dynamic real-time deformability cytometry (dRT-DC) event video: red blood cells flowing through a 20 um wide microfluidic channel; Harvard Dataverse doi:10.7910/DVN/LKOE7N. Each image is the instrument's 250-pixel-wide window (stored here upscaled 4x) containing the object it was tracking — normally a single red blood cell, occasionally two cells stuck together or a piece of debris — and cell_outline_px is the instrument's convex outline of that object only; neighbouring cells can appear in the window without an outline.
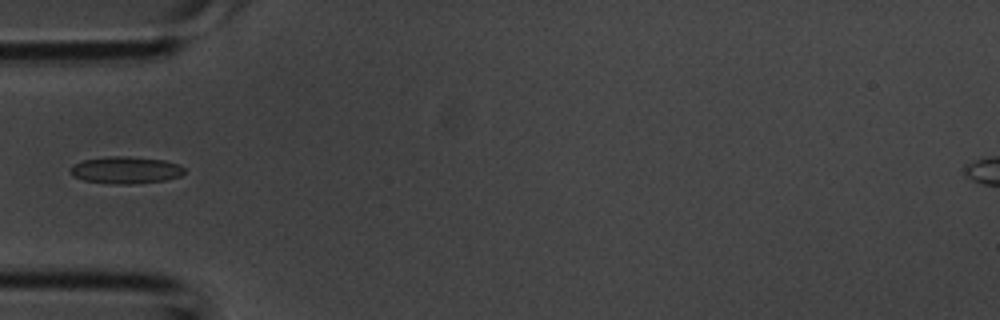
{"species": "common noctule bat (a hibernating species)", "species_latin": "Nyctalus noctula", "temperature_condition": "room temperature", "stored_images_in_passage": 4, "camera_frame_rate_fps": 3000, "um_per_image_px": 0.085, "animal": {"sex": "male", "body_mass_g": 20.1, "forearm_length_mm": 53.5}, "frame": {"image": 1, "passage_image": 4, "time_ms": 1.0, "image_size_px": [1000, 320], "cell_outline_px": [[184, 172], [180, 176], [164, 180], [132, 184], [112, 184], [84, 180], [72, 176], [68, 172], [76, 164], [84, 160], [108, 156], [128, 156], [164, 160], [180, 164], [184, 168]], "centroid_in_image_um": [10.69, 14.45], "position_along_channel_um": 74.3, "area_um2": 17.92}}